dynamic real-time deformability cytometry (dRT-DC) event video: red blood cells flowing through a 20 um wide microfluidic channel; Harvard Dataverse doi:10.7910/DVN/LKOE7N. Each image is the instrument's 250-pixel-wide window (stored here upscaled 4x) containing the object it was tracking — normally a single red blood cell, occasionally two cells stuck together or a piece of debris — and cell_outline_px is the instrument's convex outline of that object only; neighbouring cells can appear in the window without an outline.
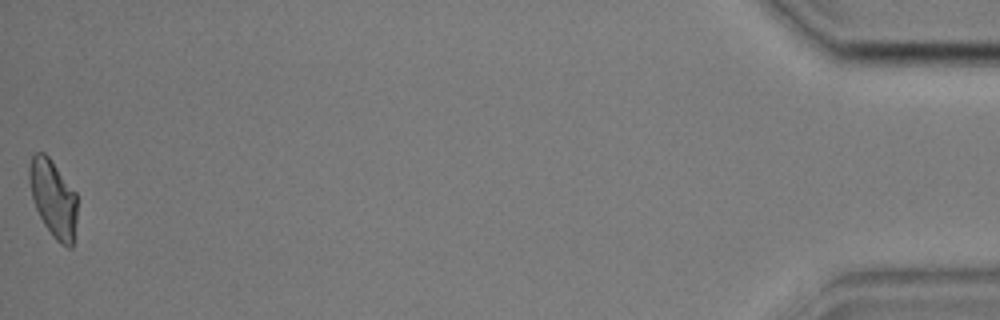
{"species": "common noctule bat (a hibernating species)", "species_latin": "Nyctalus noctula", "temperature_condition": "cold", "stored_images_in_passage": 55, "camera_frame_rate_fps": 3000, "um_per_image_px": 0.085, "animal": {"sex": "male", "body_mass_g": 17.9, "forearm_length_mm": 54.2}, "frame": {"image": 1, "passage_image": 55, "time_ms": 18.0, "image_size_px": [1000, 320], "cell_outline_px": [[76, 220], [72, 248], [68, 248], [60, 244], [52, 236], [44, 224], [36, 208], [32, 196], [28, 180], [28, 168], [32, 156], [36, 152], [44, 152], [48, 156], [76, 192]], "centroid_in_image_um": [4.52, 16.87], "position_along_channel_um": 430.7, "area_um2": 21.5}, "authors_computed_cell_mechanics": {"area_um2": 22.3686, "velocity_mm_per_s": 3.5794, "shape_relaxation_time_tau1_ms": 3.9065, "shape_relaxation_time_tau2_ms": 3.0218, "deformation_change_tau1": 0.1368, "deformation_change_tau2": 0.0954}}